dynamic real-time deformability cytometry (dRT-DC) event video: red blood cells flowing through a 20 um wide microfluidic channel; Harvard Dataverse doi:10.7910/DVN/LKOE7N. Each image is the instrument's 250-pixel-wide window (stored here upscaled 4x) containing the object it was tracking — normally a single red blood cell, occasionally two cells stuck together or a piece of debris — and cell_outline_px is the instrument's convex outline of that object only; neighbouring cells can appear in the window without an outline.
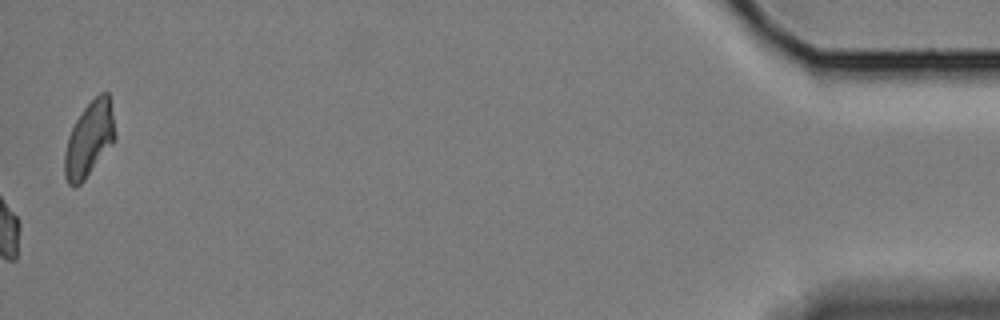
{"species": "Egyptian fruit bat (a non-hibernating species)", "species_latin": "Rousettus aegyptiacus", "temperature_condition": "cold", "stored_images_in_passage": 61, "camera_frame_rate_fps": 3000, "um_per_image_px": 0.085, "animal": {"sex": "female"}, "frame": {"image": 1, "passage_image": 61, "time_ms": 20.0, "image_size_px": [1000, 320], "cell_outline_px": [[116, 136], [112, 144], [84, 180], [80, 184], [68, 184], [64, 176], [64, 152], [68, 136], [76, 120], [84, 108], [100, 92], [108, 92]], "centroid_in_image_um": [7.57, 11.83], "position_along_channel_um": 427.6, "area_um2": 21.62}, "authors_computed_cell_mechanics": {"area_um2": 19.5942, "velocity_mm_per_s": 3.3344, "shape_relaxation_time_tau1_ms": null, "shape_relaxation_time_tau2_ms": 4.1212, "deformation_change_tau1": null, "deformation_change_tau2": 0.0855}}